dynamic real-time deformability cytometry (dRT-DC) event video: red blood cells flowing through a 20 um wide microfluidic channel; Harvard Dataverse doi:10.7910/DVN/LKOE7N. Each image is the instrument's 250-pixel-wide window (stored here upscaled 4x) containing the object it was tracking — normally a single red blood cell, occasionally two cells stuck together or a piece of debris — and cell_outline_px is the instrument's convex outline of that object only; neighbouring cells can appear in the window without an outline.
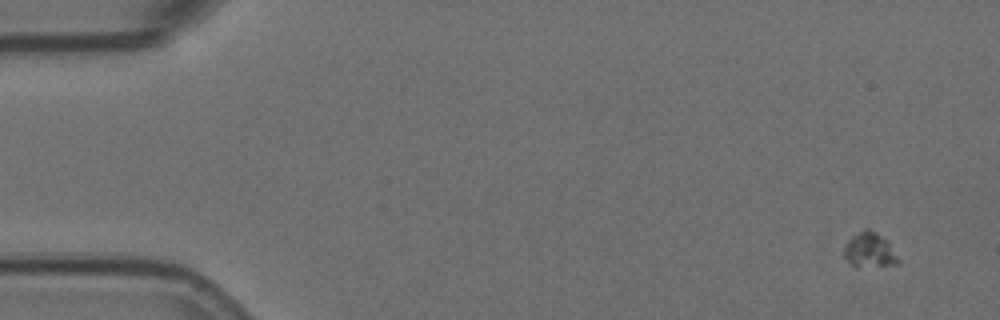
{"species": "Egyptian fruit bat (a non-hibernating species)", "species_latin": "Rousettus aegyptiacus", "temperature_condition": "room temperature", "stored_images_in_passage": 7, "camera_frame_rate_fps": 3000, "um_per_image_px": 0.085, "animal": {"sex": "female"}, "frame": {"image": 1, "passage_image": 1, "time_ms": 0.0, "image_size_px": [1000, 320], "cell_outline_px": [[900, 264], [856, 268], [844, 256], [844, 248], [848, 240], [852, 236], [864, 228], [868, 228], [876, 232], [888, 244], [900, 260]], "centroid_in_image_um": [73.89, 21.28], "position_along_channel_um": 11.1, "area_um2": 10.87}}
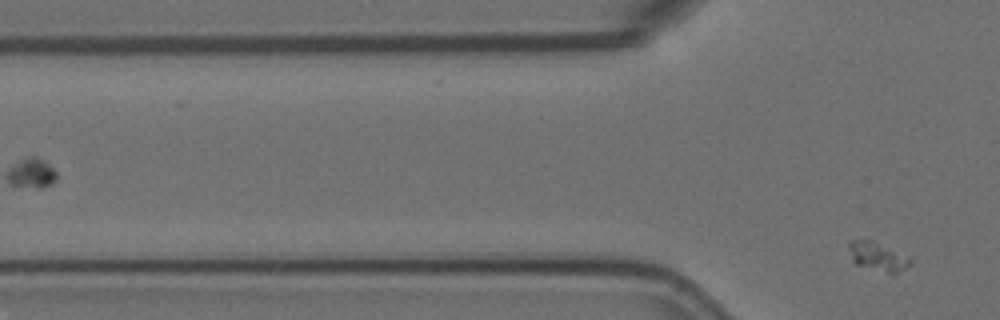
{"frame": {"image": 2, "passage_image": 7, "time_ms": 2.0, "image_size_px": [1000, 320], "cell_outline_px": [[912, 264], [896, 272], [888, 272], [856, 264], [852, 260], [848, 248], [848, 244], [852, 240], [872, 240], [912, 256]], "centroid_in_image_um": [74.65, 21.76], "position_along_channel_um": 51.2, "area_um2": 10.23}}